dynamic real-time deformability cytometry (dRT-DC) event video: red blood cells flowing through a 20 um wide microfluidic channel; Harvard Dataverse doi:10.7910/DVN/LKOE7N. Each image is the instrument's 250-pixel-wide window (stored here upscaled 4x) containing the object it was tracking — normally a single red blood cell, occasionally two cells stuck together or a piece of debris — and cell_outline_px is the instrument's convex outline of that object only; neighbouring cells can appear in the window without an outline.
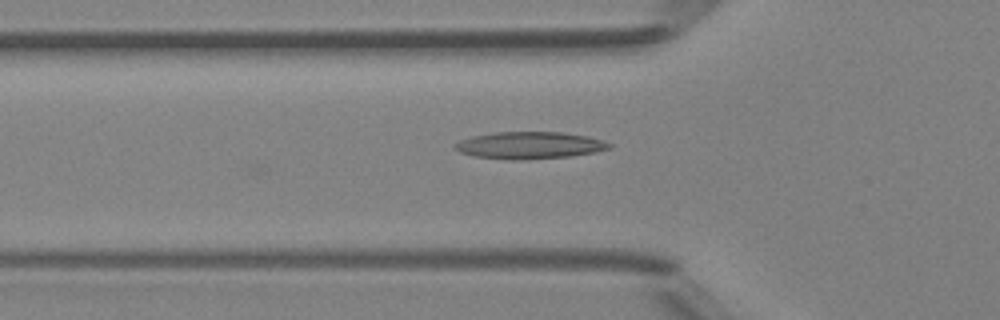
{"species": "Egyptian fruit bat (a non-hibernating species)", "species_latin": "Rousettus aegyptiacus", "temperature_condition": "room temperature", "stored_images_in_passage": 31, "camera_frame_rate_fps": 3000, "um_per_image_px": 0.085, "animal": {"sex": "female"}, "frame": {"image": 1, "passage_image": 4, "time_ms": 1.0, "image_size_px": [1000, 320], "cell_outline_px": [[612, 148], [596, 152], [572, 156], [524, 160], [508, 160], [476, 156], [460, 152], [452, 148], [452, 144], [460, 140], [472, 136], [496, 132], [564, 132], [588, 136], [612, 144]], "centroid_in_image_um": [45.0, 12.35], "position_along_channel_um": 80.8, "area_um2": 24.57}}
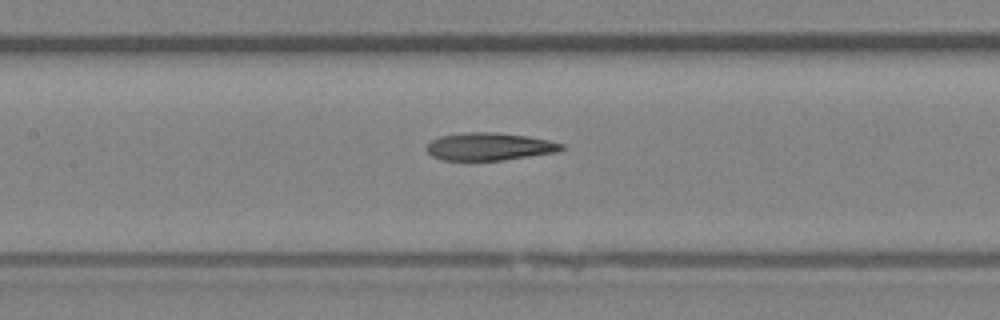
{"frame": {"image": 2, "passage_image": 10, "time_ms": 3.0, "image_size_px": [1000, 320], "cell_outline_px": [[564, 148], [556, 152], [504, 160], [440, 160], [432, 156], [424, 148], [432, 140], [440, 136], [468, 132], [496, 132], [528, 136], [548, 140], [564, 144]], "centroid_in_image_um": [41.58, 12.46], "position_along_channel_um": 165.8, "area_um2": 21.73}}
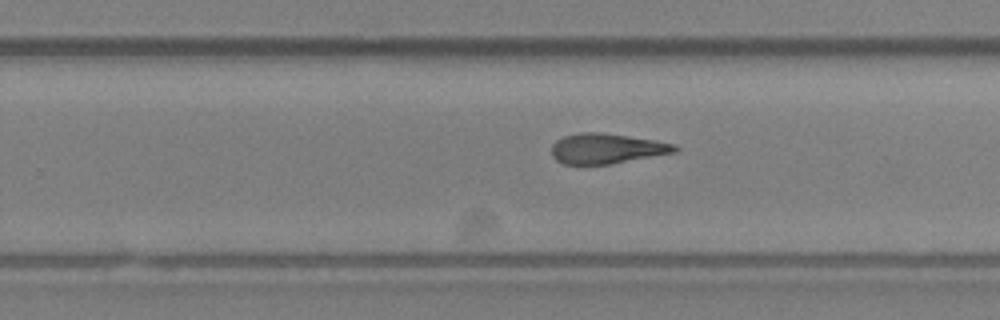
{"frame": {"image": 3, "passage_image": 18, "time_ms": 5.667, "image_size_px": [1000, 320], "cell_outline_px": [[680, 148], [676, 152], [608, 164], [564, 164], [556, 160], [552, 156], [552, 144], [556, 140], [564, 136], [580, 132], [596, 132], [652, 140], [676, 144]], "centroid_in_image_um": [51.53, 12.63], "position_along_channel_um": 278.3, "area_um2": 21.33}, "authors_computed_cell_mechanics": {"area_um2": 21.6172, "velocity_mm_per_s": 4.2309, "shape_relaxation_time_tau1_ms": null, "shape_relaxation_time_tau2_ms": 2.8591, "deformation_change_tau1": null, "deformation_change_tau2": 0.1202}}